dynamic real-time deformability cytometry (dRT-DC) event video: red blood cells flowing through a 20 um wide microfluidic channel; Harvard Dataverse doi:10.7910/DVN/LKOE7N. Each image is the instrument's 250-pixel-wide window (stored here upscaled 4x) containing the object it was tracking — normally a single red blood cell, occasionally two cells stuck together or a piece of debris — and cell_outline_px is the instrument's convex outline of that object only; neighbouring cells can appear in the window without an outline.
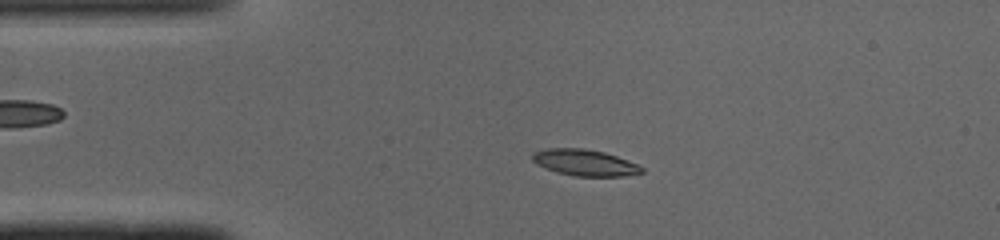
{"species": "common noctule bat (a hibernating species)", "species_latin": "Nyctalus noctula", "temperature_condition": "cold", "stored_images_in_passage": 47, "camera_frame_rate_fps": 3000, "um_per_image_px": 0.085, "animal": {"sex": "male", "body_mass_g": 19.0, "forearm_length_mm": 50.8}, "frame": {"image": 1, "passage_image": 9, "time_ms": 2.667, "image_size_px": [1000, 240], "cell_outline_px": [[644, 172], [624, 176], [576, 176], [556, 172], [536, 164], [532, 160], [532, 152], [548, 148], [580, 148], [604, 152], [628, 160], [644, 168]], "centroid_in_image_um": [49.69, 13.82], "position_along_channel_um": 35.3, "area_um2": 16.7}}
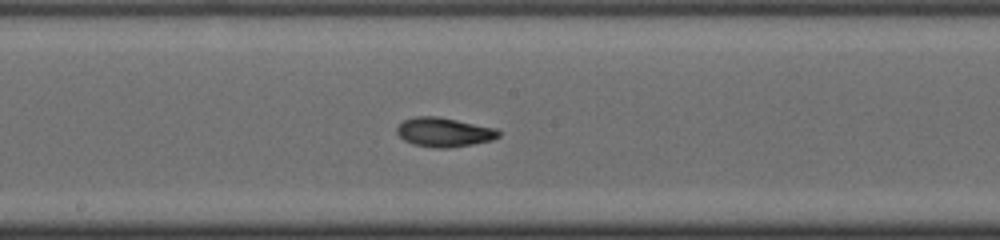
{"frame": {"image": 2, "passage_image": 24, "time_ms": 7.667, "image_size_px": [1000, 240], "cell_outline_px": [[500, 136], [492, 140], [472, 144], [448, 148], [436, 148], [412, 144], [404, 140], [396, 132], [396, 128], [404, 120], [416, 116], [436, 116], [496, 128], [500, 132]], "centroid_in_image_um": [37.73, 11.24], "position_along_channel_um": 210.5, "area_um2": 17.22}}
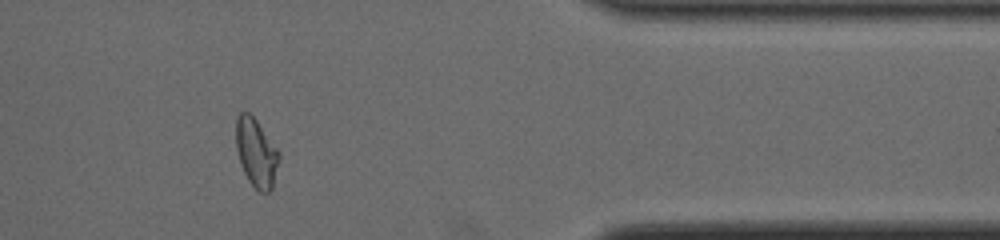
{"frame": {"image": 3, "passage_image": 39, "time_ms": 12.667, "image_size_px": [1000, 240], "cell_outline_px": [[280, 160], [272, 188], [268, 192], [260, 192], [248, 180], [240, 164], [236, 148], [236, 120], [240, 112], [248, 112], [256, 120], [280, 152]], "centroid_in_image_um": [21.79, 12.99], "position_along_channel_um": 389.6, "area_um2": 17.11}, "authors_computed_cell_mechanics": {"area_um2": 16.5886, "velocity_mm_per_s": 4.0942, "shape_relaxation_time_tau1_ms": 5.5072, "shape_relaxation_time_tau2_ms": 3.0327, "deformation_change_tau1": 0.2037, "deformation_change_tau2": 0.0882}}